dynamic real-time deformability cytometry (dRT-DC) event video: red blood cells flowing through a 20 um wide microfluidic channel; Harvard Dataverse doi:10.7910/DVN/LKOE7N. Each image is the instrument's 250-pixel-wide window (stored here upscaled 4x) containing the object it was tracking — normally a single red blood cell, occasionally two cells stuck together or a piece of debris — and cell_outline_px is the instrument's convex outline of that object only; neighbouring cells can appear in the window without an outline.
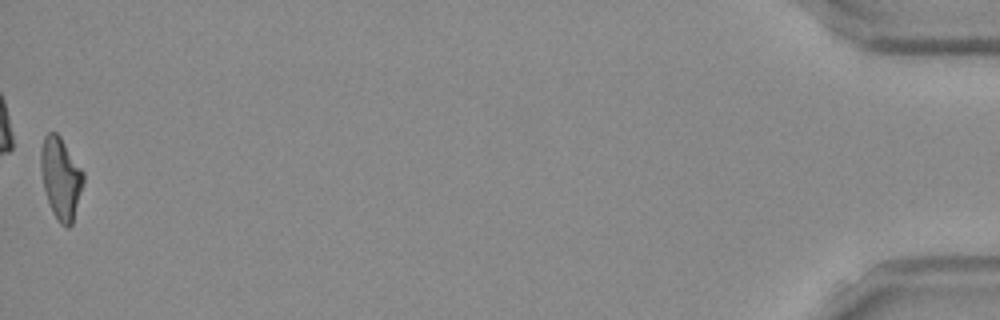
{"species": "Egyptian fruit bat (a non-hibernating species)", "species_latin": "Rousettus aegyptiacus", "temperature_condition": "room temperature", "stored_images_in_passage": 38, "camera_frame_rate_fps": 3000, "um_per_image_px": 0.085, "frame": {"image": 1, "passage_image": 38, "time_ms": 12.333, "image_size_px": [1000, 320], "cell_outline_px": [[84, 184], [72, 224], [68, 228], [60, 224], [52, 212], [44, 188], [40, 168], [40, 152], [44, 136], [48, 132], [56, 132], [60, 136], [84, 172]], "centroid_in_image_um": [5.17, 15.15], "position_along_channel_um": 430.0, "area_um2": 20.35}, "authors_computed_cell_mechanics": {"area_um2": 20.1433, "velocity_mm_per_s": 3.8692, "shape_relaxation_time_tau1_ms": null, "shape_relaxation_time_tau2_ms": 2.8944, "deformation_change_tau1": null, "deformation_change_tau2": 0.1186}}